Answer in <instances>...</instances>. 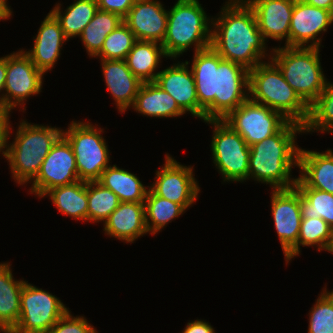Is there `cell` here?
Segmentation results:
<instances>
[{"mask_svg":"<svg viewBox=\"0 0 333 333\" xmlns=\"http://www.w3.org/2000/svg\"><path fill=\"white\" fill-rule=\"evenodd\" d=\"M96 2L99 10L116 13L124 18L136 0H96Z\"/></svg>","mask_w":333,"mask_h":333,"instance_id":"40","label":"cell"},{"mask_svg":"<svg viewBox=\"0 0 333 333\" xmlns=\"http://www.w3.org/2000/svg\"><path fill=\"white\" fill-rule=\"evenodd\" d=\"M324 289L332 296V298H333V289L332 290H327L328 288H327V285H326V283H325V286H324Z\"/></svg>","mask_w":333,"mask_h":333,"instance_id":"45","label":"cell"},{"mask_svg":"<svg viewBox=\"0 0 333 333\" xmlns=\"http://www.w3.org/2000/svg\"><path fill=\"white\" fill-rule=\"evenodd\" d=\"M72 1L69 6L67 5L66 9L63 8L62 3L57 2L50 10L59 21L61 29L68 40L79 37L98 11L96 0Z\"/></svg>","mask_w":333,"mask_h":333,"instance_id":"30","label":"cell"},{"mask_svg":"<svg viewBox=\"0 0 333 333\" xmlns=\"http://www.w3.org/2000/svg\"><path fill=\"white\" fill-rule=\"evenodd\" d=\"M300 192L302 218H321L333 228V194L309 187H296Z\"/></svg>","mask_w":333,"mask_h":333,"instance_id":"35","label":"cell"},{"mask_svg":"<svg viewBox=\"0 0 333 333\" xmlns=\"http://www.w3.org/2000/svg\"><path fill=\"white\" fill-rule=\"evenodd\" d=\"M104 128L90 121L72 120L63 129V136L71 144L80 181H98L102 172L112 163L111 152L105 136Z\"/></svg>","mask_w":333,"mask_h":333,"instance_id":"8","label":"cell"},{"mask_svg":"<svg viewBox=\"0 0 333 333\" xmlns=\"http://www.w3.org/2000/svg\"><path fill=\"white\" fill-rule=\"evenodd\" d=\"M299 176L295 187H309L333 194V150H309L300 147Z\"/></svg>","mask_w":333,"mask_h":333,"instance_id":"23","label":"cell"},{"mask_svg":"<svg viewBox=\"0 0 333 333\" xmlns=\"http://www.w3.org/2000/svg\"><path fill=\"white\" fill-rule=\"evenodd\" d=\"M193 167L166 153L164 164L155 171L154 182H150L149 189L157 196L180 204L187 211L197 202L201 192Z\"/></svg>","mask_w":333,"mask_h":333,"instance_id":"11","label":"cell"},{"mask_svg":"<svg viewBox=\"0 0 333 333\" xmlns=\"http://www.w3.org/2000/svg\"><path fill=\"white\" fill-rule=\"evenodd\" d=\"M79 181L75 155L71 144L62 135L45 157L28 193L41 199L50 189Z\"/></svg>","mask_w":333,"mask_h":333,"instance_id":"14","label":"cell"},{"mask_svg":"<svg viewBox=\"0 0 333 333\" xmlns=\"http://www.w3.org/2000/svg\"><path fill=\"white\" fill-rule=\"evenodd\" d=\"M271 215L285 256L298 241L301 226L300 192L296 187L271 190Z\"/></svg>","mask_w":333,"mask_h":333,"instance_id":"16","label":"cell"},{"mask_svg":"<svg viewBox=\"0 0 333 333\" xmlns=\"http://www.w3.org/2000/svg\"><path fill=\"white\" fill-rule=\"evenodd\" d=\"M302 247H314L318 252H333V228L321 218H302L297 244L284 256L286 267L301 255Z\"/></svg>","mask_w":333,"mask_h":333,"instance_id":"29","label":"cell"},{"mask_svg":"<svg viewBox=\"0 0 333 333\" xmlns=\"http://www.w3.org/2000/svg\"><path fill=\"white\" fill-rule=\"evenodd\" d=\"M144 204L146 228L149 235L153 236L187 212L180 204L157 196L150 189L147 191Z\"/></svg>","mask_w":333,"mask_h":333,"instance_id":"31","label":"cell"},{"mask_svg":"<svg viewBox=\"0 0 333 333\" xmlns=\"http://www.w3.org/2000/svg\"><path fill=\"white\" fill-rule=\"evenodd\" d=\"M12 109L0 105V156H4L7 144L10 138L11 128L13 127L10 121Z\"/></svg>","mask_w":333,"mask_h":333,"instance_id":"39","label":"cell"},{"mask_svg":"<svg viewBox=\"0 0 333 333\" xmlns=\"http://www.w3.org/2000/svg\"><path fill=\"white\" fill-rule=\"evenodd\" d=\"M168 10L164 52L175 62L192 49L194 53L210 47L212 16H208L199 0H177Z\"/></svg>","mask_w":333,"mask_h":333,"instance_id":"5","label":"cell"},{"mask_svg":"<svg viewBox=\"0 0 333 333\" xmlns=\"http://www.w3.org/2000/svg\"><path fill=\"white\" fill-rule=\"evenodd\" d=\"M69 41L61 29L59 21L49 11L41 25L37 34L33 36V47L23 49L29 56L30 60L35 64L36 68L44 74L52 71L54 65L62 55L63 45Z\"/></svg>","mask_w":333,"mask_h":333,"instance_id":"19","label":"cell"},{"mask_svg":"<svg viewBox=\"0 0 333 333\" xmlns=\"http://www.w3.org/2000/svg\"><path fill=\"white\" fill-rule=\"evenodd\" d=\"M185 62L195 80L199 120H223L249 98V70L223 59L211 46Z\"/></svg>","mask_w":333,"mask_h":333,"instance_id":"1","label":"cell"},{"mask_svg":"<svg viewBox=\"0 0 333 333\" xmlns=\"http://www.w3.org/2000/svg\"><path fill=\"white\" fill-rule=\"evenodd\" d=\"M122 23L123 18L120 15L98 9L78 37L91 59L101 51L107 35Z\"/></svg>","mask_w":333,"mask_h":333,"instance_id":"32","label":"cell"},{"mask_svg":"<svg viewBox=\"0 0 333 333\" xmlns=\"http://www.w3.org/2000/svg\"><path fill=\"white\" fill-rule=\"evenodd\" d=\"M213 128L210 150L213 166L224 183H244L249 180L250 146L243 137L223 120L202 121Z\"/></svg>","mask_w":333,"mask_h":333,"instance_id":"9","label":"cell"},{"mask_svg":"<svg viewBox=\"0 0 333 333\" xmlns=\"http://www.w3.org/2000/svg\"><path fill=\"white\" fill-rule=\"evenodd\" d=\"M102 225L107 237L126 244L134 243L148 234L144 202H120Z\"/></svg>","mask_w":333,"mask_h":333,"instance_id":"22","label":"cell"},{"mask_svg":"<svg viewBox=\"0 0 333 333\" xmlns=\"http://www.w3.org/2000/svg\"><path fill=\"white\" fill-rule=\"evenodd\" d=\"M17 125L15 133L12 132L14 128H11L10 138L14 137L8 141L3 158L8 163L13 181L25 187L36 178L45 157L63 135V129L49 124L31 123L22 118Z\"/></svg>","mask_w":333,"mask_h":333,"instance_id":"4","label":"cell"},{"mask_svg":"<svg viewBox=\"0 0 333 333\" xmlns=\"http://www.w3.org/2000/svg\"><path fill=\"white\" fill-rule=\"evenodd\" d=\"M69 309L59 297L26 280L21 291L20 317L9 333H48Z\"/></svg>","mask_w":333,"mask_h":333,"instance_id":"10","label":"cell"},{"mask_svg":"<svg viewBox=\"0 0 333 333\" xmlns=\"http://www.w3.org/2000/svg\"><path fill=\"white\" fill-rule=\"evenodd\" d=\"M180 333H216L215 328L205 319L189 320Z\"/></svg>","mask_w":333,"mask_h":333,"instance_id":"41","label":"cell"},{"mask_svg":"<svg viewBox=\"0 0 333 333\" xmlns=\"http://www.w3.org/2000/svg\"><path fill=\"white\" fill-rule=\"evenodd\" d=\"M249 98L280 112L289 121L304 125L308 120L309 106L271 60L249 70Z\"/></svg>","mask_w":333,"mask_h":333,"instance_id":"6","label":"cell"},{"mask_svg":"<svg viewBox=\"0 0 333 333\" xmlns=\"http://www.w3.org/2000/svg\"><path fill=\"white\" fill-rule=\"evenodd\" d=\"M45 197H49L54 207L62 215L69 216L76 221L87 222V182L79 180L50 189L42 198Z\"/></svg>","mask_w":333,"mask_h":333,"instance_id":"28","label":"cell"},{"mask_svg":"<svg viewBox=\"0 0 333 333\" xmlns=\"http://www.w3.org/2000/svg\"><path fill=\"white\" fill-rule=\"evenodd\" d=\"M163 58L168 59L163 46L154 41L137 40L125 58L130 71L142 82H154Z\"/></svg>","mask_w":333,"mask_h":333,"instance_id":"26","label":"cell"},{"mask_svg":"<svg viewBox=\"0 0 333 333\" xmlns=\"http://www.w3.org/2000/svg\"><path fill=\"white\" fill-rule=\"evenodd\" d=\"M308 314V333H333V298L322 288Z\"/></svg>","mask_w":333,"mask_h":333,"instance_id":"37","label":"cell"},{"mask_svg":"<svg viewBox=\"0 0 333 333\" xmlns=\"http://www.w3.org/2000/svg\"><path fill=\"white\" fill-rule=\"evenodd\" d=\"M320 49L273 47L270 57L285 81L308 106L318 98L329 81L323 73Z\"/></svg>","mask_w":333,"mask_h":333,"instance_id":"7","label":"cell"},{"mask_svg":"<svg viewBox=\"0 0 333 333\" xmlns=\"http://www.w3.org/2000/svg\"><path fill=\"white\" fill-rule=\"evenodd\" d=\"M170 94L178 106L192 117L199 119V103L193 73L185 61H176L162 69L155 81Z\"/></svg>","mask_w":333,"mask_h":333,"instance_id":"20","label":"cell"},{"mask_svg":"<svg viewBox=\"0 0 333 333\" xmlns=\"http://www.w3.org/2000/svg\"><path fill=\"white\" fill-rule=\"evenodd\" d=\"M303 134L330 133L333 135V82L328 81L325 89L309 106V116L303 125Z\"/></svg>","mask_w":333,"mask_h":333,"instance_id":"33","label":"cell"},{"mask_svg":"<svg viewBox=\"0 0 333 333\" xmlns=\"http://www.w3.org/2000/svg\"><path fill=\"white\" fill-rule=\"evenodd\" d=\"M306 4L322 8L333 14V0H302Z\"/></svg>","mask_w":333,"mask_h":333,"instance_id":"44","label":"cell"},{"mask_svg":"<svg viewBox=\"0 0 333 333\" xmlns=\"http://www.w3.org/2000/svg\"><path fill=\"white\" fill-rule=\"evenodd\" d=\"M220 12L212 17L210 46L225 60L253 69L270 60L268 49L258 29L253 9L245 0H226Z\"/></svg>","mask_w":333,"mask_h":333,"instance_id":"2","label":"cell"},{"mask_svg":"<svg viewBox=\"0 0 333 333\" xmlns=\"http://www.w3.org/2000/svg\"><path fill=\"white\" fill-rule=\"evenodd\" d=\"M302 133L303 125L288 121L276 134L250 146L249 180L271 190L295 187L297 177L291 172L298 168L297 135Z\"/></svg>","mask_w":333,"mask_h":333,"instance_id":"3","label":"cell"},{"mask_svg":"<svg viewBox=\"0 0 333 333\" xmlns=\"http://www.w3.org/2000/svg\"><path fill=\"white\" fill-rule=\"evenodd\" d=\"M331 25L333 14L330 11L295 0L289 29V47L324 48L322 35Z\"/></svg>","mask_w":333,"mask_h":333,"instance_id":"15","label":"cell"},{"mask_svg":"<svg viewBox=\"0 0 333 333\" xmlns=\"http://www.w3.org/2000/svg\"><path fill=\"white\" fill-rule=\"evenodd\" d=\"M130 109L151 119L180 118L186 115L175 99L155 82H143Z\"/></svg>","mask_w":333,"mask_h":333,"instance_id":"24","label":"cell"},{"mask_svg":"<svg viewBox=\"0 0 333 333\" xmlns=\"http://www.w3.org/2000/svg\"><path fill=\"white\" fill-rule=\"evenodd\" d=\"M98 182L112 190L120 202H145L149 189L139 176L112 163L102 172Z\"/></svg>","mask_w":333,"mask_h":333,"instance_id":"27","label":"cell"},{"mask_svg":"<svg viewBox=\"0 0 333 333\" xmlns=\"http://www.w3.org/2000/svg\"><path fill=\"white\" fill-rule=\"evenodd\" d=\"M136 41L134 33L123 22L107 35L101 51L94 58L125 60Z\"/></svg>","mask_w":333,"mask_h":333,"instance_id":"36","label":"cell"},{"mask_svg":"<svg viewBox=\"0 0 333 333\" xmlns=\"http://www.w3.org/2000/svg\"><path fill=\"white\" fill-rule=\"evenodd\" d=\"M19 49L7 54L3 105L25 113L27 100L42 92L45 74L36 68L23 47Z\"/></svg>","mask_w":333,"mask_h":333,"instance_id":"12","label":"cell"},{"mask_svg":"<svg viewBox=\"0 0 333 333\" xmlns=\"http://www.w3.org/2000/svg\"><path fill=\"white\" fill-rule=\"evenodd\" d=\"M76 316V317H75ZM71 314L69 309L48 331V333H99L85 316Z\"/></svg>","mask_w":333,"mask_h":333,"instance_id":"38","label":"cell"},{"mask_svg":"<svg viewBox=\"0 0 333 333\" xmlns=\"http://www.w3.org/2000/svg\"><path fill=\"white\" fill-rule=\"evenodd\" d=\"M99 60L106 89L118 113L123 114L133 106L143 82L130 71L125 60Z\"/></svg>","mask_w":333,"mask_h":333,"instance_id":"21","label":"cell"},{"mask_svg":"<svg viewBox=\"0 0 333 333\" xmlns=\"http://www.w3.org/2000/svg\"><path fill=\"white\" fill-rule=\"evenodd\" d=\"M7 55L0 57V105H3V91L6 81Z\"/></svg>","mask_w":333,"mask_h":333,"instance_id":"42","label":"cell"},{"mask_svg":"<svg viewBox=\"0 0 333 333\" xmlns=\"http://www.w3.org/2000/svg\"><path fill=\"white\" fill-rule=\"evenodd\" d=\"M87 198V222L96 224H103L120 203L117 195L98 181L87 182Z\"/></svg>","mask_w":333,"mask_h":333,"instance_id":"34","label":"cell"},{"mask_svg":"<svg viewBox=\"0 0 333 333\" xmlns=\"http://www.w3.org/2000/svg\"><path fill=\"white\" fill-rule=\"evenodd\" d=\"M160 0H136L123 22L137 40L162 44L167 31L168 9Z\"/></svg>","mask_w":333,"mask_h":333,"instance_id":"18","label":"cell"},{"mask_svg":"<svg viewBox=\"0 0 333 333\" xmlns=\"http://www.w3.org/2000/svg\"><path fill=\"white\" fill-rule=\"evenodd\" d=\"M8 0H0V21H7L13 18V9L7 2Z\"/></svg>","mask_w":333,"mask_h":333,"instance_id":"43","label":"cell"},{"mask_svg":"<svg viewBox=\"0 0 333 333\" xmlns=\"http://www.w3.org/2000/svg\"><path fill=\"white\" fill-rule=\"evenodd\" d=\"M223 121L252 146L276 134L289 120L280 112L248 98Z\"/></svg>","mask_w":333,"mask_h":333,"instance_id":"13","label":"cell"},{"mask_svg":"<svg viewBox=\"0 0 333 333\" xmlns=\"http://www.w3.org/2000/svg\"><path fill=\"white\" fill-rule=\"evenodd\" d=\"M11 261L0 262V333H9L20 317L22 287L26 280L15 279Z\"/></svg>","mask_w":333,"mask_h":333,"instance_id":"25","label":"cell"},{"mask_svg":"<svg viewBox=\"0 0 333 333\" xmlns=\"http://www.w3.org/2000/svg\"><path fill=\"white\" fill-rule=\"evenodd\" d=\"M253 9L258 29L266 42L279 41L289 47V29L295 0H245Z\"/></svg>","mask_w":333,"mask_h":333,"instance_id":"17","label":"cell"}]
</instances>
